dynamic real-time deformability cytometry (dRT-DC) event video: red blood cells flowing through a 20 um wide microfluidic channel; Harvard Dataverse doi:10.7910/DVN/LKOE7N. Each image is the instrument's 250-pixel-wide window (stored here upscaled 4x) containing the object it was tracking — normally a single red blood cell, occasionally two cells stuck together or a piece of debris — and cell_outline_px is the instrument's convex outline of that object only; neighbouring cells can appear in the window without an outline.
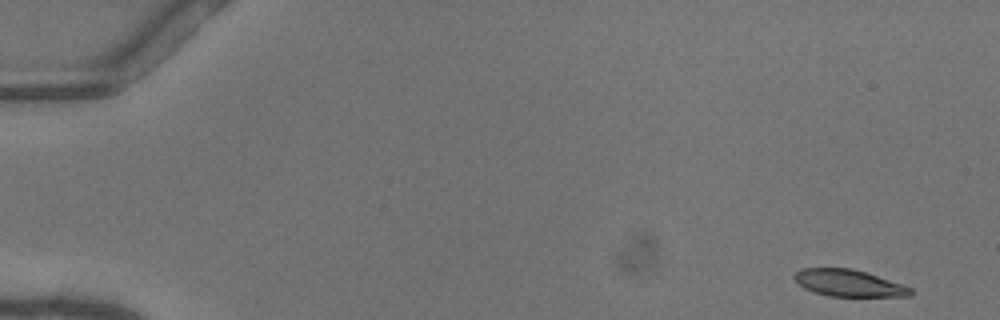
{"species": "common noctule bat (a hibernating species)", "species_latin": "Nyctalus noctula", "temperature_condition": "warm", "stored_images_in_passage": 50, "camera_frame_rate_fps": 3000, "um_per_image_px": 0.085, "animal": {"sex": "female"}, "frame": {"image": 1, "passage_image": 1, "time_ms": 0.0, "image_size_px": [1000, 320], "cell_outline_px": [[912, 296], [828, 296], [812, 292], [804, 288], [792, 276], [800, 268], [852, 268], [912, 288]], "centroid_in_image_um": [72.09, 24.06], "position_along_channel_um": 12.9, "area_um2": 17.92}}
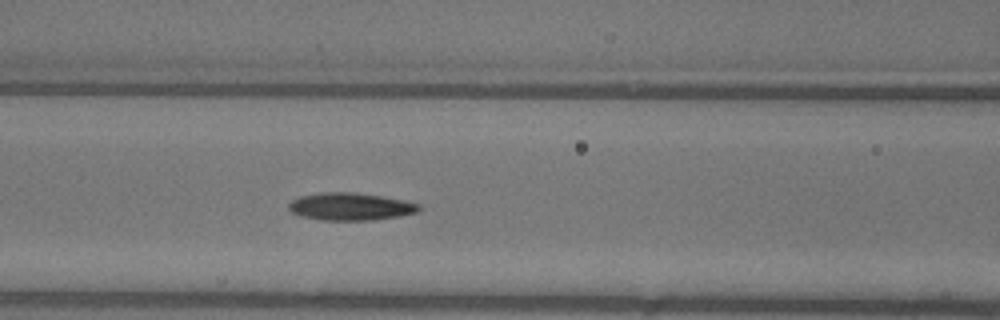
{"frame": {"image": 2, "passage_image": 21, "time_ms": 6.667, "image_size_px": [1000, 320], "cell_outline_px": [[420, 208], [416, 212], [400, 216], [376, 220], [320, 220], [300, 216], [292, 212], [288, 208], [288, 204], [292, 200], [300, 196], [320, 192], [352, 192], [384, 196], [404, 200], [420, 204]], "centroid_in_image_um": [29.78, 17.55], "position_along_channel_um": 136.8, "area_um2": 21.04}}
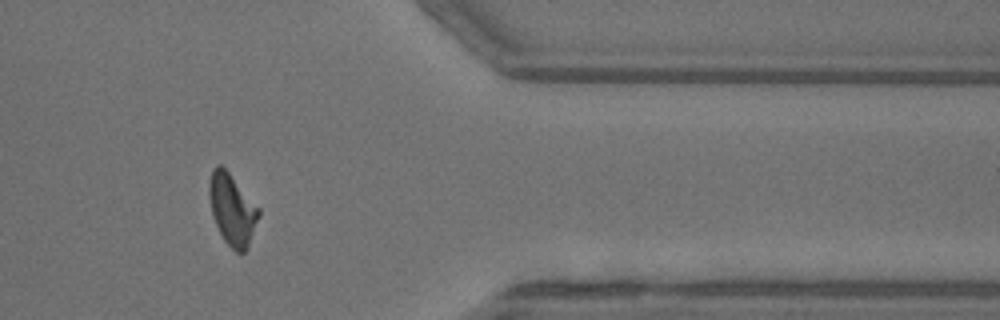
{"frame": {"image": 3, "passage_image": 41, "time_ms": 13.333, "image_size_px": [1000, 320], "cell_outline_px": [[260, 216], [248, 248], [244, 252], [236, 252], [224, 240], [212, 216], [208, 196], [208, 184], [212, 168], [216, 164], [220, 164], [228, 172], [260, 208]], "centroid_in_image_um": [19.73, 17.8], "position_along_channel_um": 391.7, "area_um2": 20.69}, "authors_computed_cell_mechanics": {"area_um2": 20.2878, "velocity_mm_per_s": 4.0958, "shape_relaxation_time_tau1_ms": 5.8348, "shape_relaxation_time_tau2_ms": 4.0333, "deformation_change_tau1": 0.2135, "deformation_change_tau2": 0.1216}}